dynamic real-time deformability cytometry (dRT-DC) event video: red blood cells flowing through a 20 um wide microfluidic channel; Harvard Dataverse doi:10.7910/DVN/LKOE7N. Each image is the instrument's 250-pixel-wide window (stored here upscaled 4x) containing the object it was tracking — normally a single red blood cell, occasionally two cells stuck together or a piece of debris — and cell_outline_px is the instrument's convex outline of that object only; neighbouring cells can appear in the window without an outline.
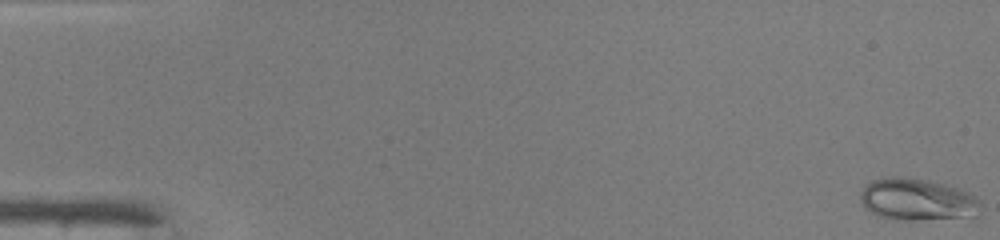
{"species": "common noctule bat (a hibernating species)", "species_latin": "Nyctalus noctula", "temperature_condition": "warm", "stored_images_in_passage": 14, "camera_frame_rate_fps": 3000, "um_per_image_px": 0.085, "animal": {"sex": "male", "body_mass_g": 19.0, "forearm_length_mm": 50.8}, "frame": {"image": 1, "passage_image": 1, "time_ms": 0.0, "image_size_px": [1000, 240], "cell_outline_px": [[980, 204], [976, 216], [972, 220], [896, 220], [876, 216], [864, 208], [860, 200], [860, 192], [864, 184], [872, 180], [892, 176], [896, 176], [924, 180], [944, 184], [968, 192], [976, 196], [980, 200]], "centroid_in_image_um": [77.99, 17.01], "position_along_channel_um": 7.0, "area_um2": 30.35}}